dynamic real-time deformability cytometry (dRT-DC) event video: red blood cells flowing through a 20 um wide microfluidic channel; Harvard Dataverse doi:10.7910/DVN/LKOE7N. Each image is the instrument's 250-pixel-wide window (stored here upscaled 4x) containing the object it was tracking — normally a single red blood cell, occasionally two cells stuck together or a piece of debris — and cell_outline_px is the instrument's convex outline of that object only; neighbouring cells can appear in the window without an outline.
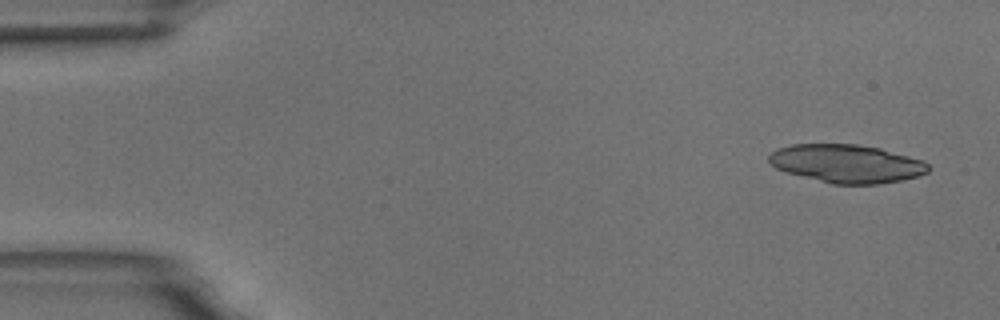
{"species": "common noctule bat (a hibernating species)", "species_latin": "Nyctalus noctula", "temperature_condition": "room temperature", "stored_images_in_passage": 9, "camera_frame_rate_fps": 3000, "um_per_image_px": 0.085, "animal": {"sex": "male", "body_mass_g": 18.8}, "frame": {"image": 1, "passage_image": 1, "time_ms": 0.0, "image_size_px": [1000, 320], "cell_outline_px": [[928, 172], [916, 176], [900, 180], [876, 184], [832, 184], [788, 172], [776, 168], [768, 160], [768, 156], [776, 148], [792, 144], [856, 144], [880, 148], [924, 160], [928, 164]], "centroid_in_image_um": [71.96, 13.89], "position_along_channel_um": 13.0, "area_um2": 35.32}}